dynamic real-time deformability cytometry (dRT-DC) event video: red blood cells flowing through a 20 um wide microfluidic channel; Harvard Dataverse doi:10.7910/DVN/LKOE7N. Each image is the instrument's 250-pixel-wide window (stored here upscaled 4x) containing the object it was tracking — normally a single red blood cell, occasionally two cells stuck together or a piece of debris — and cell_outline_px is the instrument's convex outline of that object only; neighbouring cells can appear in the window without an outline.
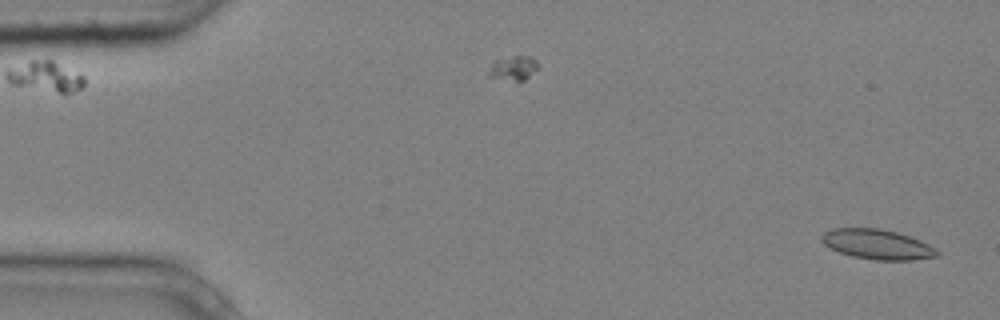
{"species": "common noctule bat (a hibernating species)", "species_latin": "Nyctalus noctula", "temperature_condition": "cold", "stored_images_in_passage": 2, "camera_frame_rate_fps": 3000, "um_per_image_px": 0.085, "animal": {"sex": "male", "body_mass_g": 20.4}, "frame": {"image": 1, "passage_image": 2, "time_ms": 0.333, "image_size_px": [1000, 320], "cell_outline_px": [[940, 256], [912, 260], [872, 260], [852, 256], [840, 252], [824, 244], [820, 240], [820, 236], [824, 232], [832, 228], [880, 228], [896, 232], [920, 240], [936, 248], [940, 252]], "centroid_in_image_um": [74.58, 20.77], "position_along_channel_um": 10.4, "area_um2": 20.23}}